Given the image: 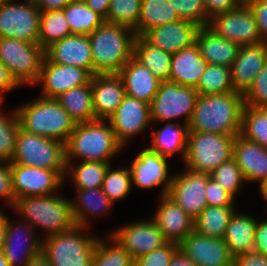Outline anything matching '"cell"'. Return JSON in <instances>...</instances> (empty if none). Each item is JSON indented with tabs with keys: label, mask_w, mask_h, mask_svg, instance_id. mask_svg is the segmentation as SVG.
Returning a JSON list of instances; mask_svg holds the SVG:
<instances>
[{
	"label": "cell",
	"mask_w": 267,
	"mask_h": 266,
	"mask_svg": "<svg viewBox=\"0 0 267 266\" xmlns=\"http://www.w3.org/2000/svg\"><path fill=\"white\" fill-rule=\"evenodd\" d=\"M77 123L95 121L91 80L88 84L73 87L55 98Z\"/></svg>",
	"instance_id": "cell-33"
},
{
	"label": "cell",
	"mask_w": 267,
	"mask_h": 266,
	"mask_svg": "<svg viewBox=\"0 0 267 266\" xmlns=\"http://www.w3.org/2000/svg\"><path fill=\"white\" fill-rule=\"evenodd\" d=\"M0 266H9V262L3 251L0 252Z\"/></svg>",
	"instance_id": "cell-63"
},
{
	"label": "cell",
	"mask_w": 267,
	"mask_h": 266,
	"mask_svg": "<svg viewBox=\"0 0 267 266\" xmlns=\"http://www.w3.org/2000/svg\"><path fill=\"white\" fill-rule=\"evenodd\" d=\"M11 1H16V0H11ZM26 2H32V3H35L36 2V0H25Z\"/></svg>",
	"instance_id": "cell-65"
},
{
	"label": "cell",
	"mask_w": 267,
	"mask_h": 266,
	"mask_svg": "<svg viewBox=\"0 0 267 266\" xmlns=\"http://www.w3.org/2000/svg\"><path fill=\"white\" fill-rule=\"evenodd\" d=\"M207 206H234V197L212 178L208 179L205 191Z\"/></svg>",
	"instance_id": "cell-50"
},
{
	"label": "cell",
	"mask_w": 267,
	"mask_h": 266,
	"mask_svg": "<svg viewBox=\"0 0 267 266\" xmlns=\"http://www.w3.org/2000/svg\"><path fill=\"white\" fill-rule=\"evenodd\" d=\"M15 223L16 222L13 224L7 216L4 225L5 238L3 252L9 262V266H26L35 255L41 252L42 239L39 238L40 236H37L36 229L24 221V219L17 225ZM23 234L26 236L28 235L27 238ZM19 237L20 239L26 238L28 240L25 242L26 245L23 244L24 242H21L22 239L20 240ZM19 250L21 252L24 251L21 254ZM18 253L21 255L19 256Z\"/></svg>",
	"instance_id": "cell-19"
},
{
	"label": "cell",
	"mask_w": 267,
	"mask_h": 266,
	"mask_svg": "<svg viewBox=\"0 0 267 266\" xmlns=\"http://www.w3.org/2000/svg\"><path fill=\"white\" fill-rule=\"evenodd\" d=\"M232 157L237 162L245 181H258L267 178V149L256 142L235 136Z\"/></svg>",
	"instance_id": "cell-26"
},
{
	"label": "cell",
	"mask_w": 267,
	"mask_h": 266,
	"mask_svg": "<svg viewBox=\"0 0 267 266\" xmlns=\"http://www.w3.org/2000/svg\"><path fill=\"white\" fill-rule=\"evenodd\" d=\"M108 241L114 244L98 238L91 266H134V259L116 240L110 236Z\"/></svg>",
	"instance_id": "cell-42"
},
{
	"label": "cell",
	"mask_w": 267,
	"mask_h": 266,
	"mask_svg": "<svg viewBox=\"0 0 267 266\" xmlns=\"http://www.w3.org/2000/svg\"><path fill=\"white\" fill-rule=\"evenodd\" d=\"M235 136L206 132H188L186 168L210 174L232 158Z\"/></svg>",
	"instance_id": "cell-8"
},
{
	"label": "cell",
	"mask_w": 267,
	"mask_h": 266,
	"mask_svg": "<svg viewBox=\"0 0 267 266\" xmlns=\"http://www.w3.org/2000/svg\"><path fill=\"white\" fill-rule=\"evenodd\" d=\"M240 135L267 149V109L244 105Z\"/></svg>",
	"instance_id": "cell-39"
},
{
	"label": "cell",
	"mask_w": 267,
	"mask_h": 266,
	"mask_svg": "<svg viewBox=\"0 0 267 266\" xmlns=\"http://www.w3.org/2000/svg\"><path fill=\"white\" fill-rule=\"evenodd\" d=\"M71 34L89 35L101 26L105 19L89 8L83 0H72L63 8Z\"/></svg>",
	"instance_id": "cell-37"
},
{
	"label": "cell",
	"mask_w": 267,
	"mask_h": 266,
	"mask_svg": "<svg viewBox=\"0 0 267 266\" xmlns=\"http://www.w3.org/2000/svg\"><path fill=\"white\" fill-rule=\"evenodd\" d=\"M133 57L148 67L161 82L169 81L172 54L150 44L143 36H137Z\"/></svg>",
	"instance_id": "cell-34"
},
{
	"label": "cell",
	"mask_w": 267,
	"mask_h": 266,
	"mask_svg": "<svg viewBox=\"0 0 267 266\" xmlns=\"http://www.w3.org/2000/svg\"><path fill=\"white\" fill-rule=\"evenodd\" d=\"M0 113V162L11 163L15 151L20 123L16 110L12 114Z\"/></svg>",
	"instance_id": "cell-45"
},
{
	"label": "cell",
	"mask_w": 267,
	"mask_h": 266,
	"mask_svg": "<svg viewBox=\"0 0 267 266\" xmlns=\"http://www.w3.org/2000/svg\"><path fill=\"white\" fill-rule=\"evenodd\" d=\"M259 192L262 198H264L267 201V178L264 179L260 184H259Z\"/></svg>",
	"instance_id": "cell-61"
},
{
	"label": "cell",
	"mask_w": 267,
	"mask_h": 266,
	"mask_svg": "<svg viewBox=\"0 0 267 266\" xmlns=\"http://www.w3.org/2000/svg\"><path fill=\"white\" fill-rule=\"evenodd\" d=\"M95 120H108L126 95L124 83L118 74L91 77Z\"/></svg>",
	"instance_id": "cell-23"
},
{
	"label": "cell",
	"mask_w": 267,
	"mask_h": 266,
	"mask_svg": "<svg viewBox=\"0 0 267 266\" xmlns=\"http://www.w3.org/2000/svg\"><path fill=\"white\" fill-rule=\"evenodd\" d=\"M181 20L193 22L199 27L208 26L204 0H168Z\"/></svg>",
	"instance_id": "cell-47"
},
{
	"label": "cell",
	"mask_w": 267,
	"mask_h": 266,
	"mask_svg": "<svg viewBox=\"0 0 267 266\" xmlns=\"http://www.w3.org/2000/svg\"><path fill=\"white\" fill-rule=\"evenodd\" d=\"M183 172L173 175L167 196L195 219L207 207L205 191L210 174L187 168Z\"/></svg>",
	"instance_id": "cell-14"
},
{
	"label": "cell",
	"mask_w": 267,
	"mask_h": 266,
	"mask_svg": "<svg viewBox=\"0 0 267 266\" xmlns=\"http://www.w3.org/2000/svg\"><path fill=\"white\" fill-rule=\"evenodd\" d=\"M208 26L239 46L263 43L254 14L245 2L235 10L215 15Z\"/></svg>",
	"instance_id": "cell-13"
},
{
	"label": "cell",
	"mask_w": 267,
	"mask_h": 266,
	"mask_svg": "<svg viewBox=\"0 0 267 266\" xmlns=\"http://www.w3.org/2000/svg\"><path fill=\"white\" fill-rule=\"evenodd\" d=\"M195 89L201 95L235 92L231 68L208 64Z\"/></svg>",
	"instance_id": "cell-41"
},
{
	"label": "cell",
	"mask_w": 267,
	"mask_h": 266,
	"mask_svg": "<svg viewBox=\"0 0 267 266\" xmlns=\"http://www.w3.org/2000/svg\"><path fill=\"white\" fill-rule=\"evenodd\" d=\"M132 187L131 171L129 168L112 169L111 165L107 168L103 183L102 191L106 196L115 203L122 200L130 193Z\"/></svg>",
	"instance_id": "cell-43"
},
{
	"label": "cell",
	"mask_w": 267,
	"mask_h": 266,
	"mask_svg": "<svg viewBox=\"0 0 267 266\" xmlns=\"http://www.w3.org/2000/svg\"><path fill=\"white\" fill-rule=\"evenodd\" d=\"M179 249L197 266H233L234 256L223 239L211 238L193 230Z\"/></svg>",
	"instance_id": "cell-18"
},
{
	"label": "cell",
	"mask_w": 267,
	"mask_h": 266,
	"mask_svg": "<svg viewBox=\"0 0 267 266\" xmlns=\"http://www.w3.org/2000/svg\"><path fill=\"white\" fill-rule=\"evenodd\" d=\"M207 65L197 44L194 43L172 54L169 81L195 88Z\"/></svg>",
	"instance_id": "cell-29"
},
{
	"label": "cell",
	"mask_w": 267,
	"mask_h": 266,
	"mask_svg": "<svg viewBox=\"0 0 267 266\" xmlns=\"http://www.w3.org/2000/svg\"><path fill=\"white\" fill-rule=\"evenodd\" d=\"M0 198L6 200L9 206L13 208L15 200L12 192L10 164L0 162Z\"/></svg>",
	"instance_id": "cell-52"
},
{
	"label": "cell",
	"mask_w": 267,
	"mask_h": 266,
	"mask_svg": "<svg viewBox=\"0 0 267 266\" xmlns=\"http://www.w3.org/2000/svg\"><path fill=\"white\" fill-rule=\"evenodd\" d=\"M85 4L93 11L97 12L106 19L111 0H83Z\"/></svg>",
	"instance_id": "cell-58"
},
{
	"label": "cell",
	"mask_w": 267,
	"mask_h": 266,
	"mask_svg": "<svg viewBox=\"0 0 267 266\" xmlns=\"http://www.w3.org/2000/svg\"><path fill=\"white\" fill-rule=\"evenodd\" d=\"M167 157L150 150L148 147L138 152L130 166L131 180L140 188H152L162 185L160 196H166L170 189L173 176L168 173ZM163 183V184H162Z\"/></svg>",
	"instance_id": "cell-16"
},
{
	"label": "cell",
	"mask_w": 267,
	"mask_h": 266,
	"mask_svg": "<svg viewBox=\"0 0 267 266\" xmlns=\"http://www.w3.org/2000/svg\"><path fill=\"white\" fill-rule=\"evenodd\" d=\"M93 75L119 74L133 57L136 33L133 29L104 22L89 35Z\"/></svg>",
	"instance_id": "cell-2"
},
{
	"label": "cell",
	"mask_w": 267,
	"mask_h": 266,
	"mask_svg": "<svg viewBox=\"0 0 267 266\" xmlns=\"http://www.w3.org/2000/svg\"><path fill=\"white\" fill-rule=\"evenodd\" d=\"M244 96L240 92L199 94L189 132H206L237 136L240 134Z\"/></svg>",
	"instance_id": "cell-1"
},
{
	"label": "cell",
	"mask_w": 267,
	"mask_h": 266,
	"mask_svg": "<svg viewBox=\"0 0 267 266\" xmlns=\"http://www.w3.org/2000/svg\"><path fill=\"white\" fill-rule=\"evenodd\" d=\"M109 165V162L81 161L73 167L72 163H66L64 179L71 175L69 178L73 181L75 189L101 188Z\"/></svg>",
	"instance_id": "cell-38"
},
{
	"label": "cell",
	"mask_w": 267,
	"mask_h": 266,
	"mask_svg": "<svg viewBox=\"0 0 267 266\" xmlns=\"http://www.w3.org/2000/svg\"><path fill=\"white\" fill-rule=\"evenodd\" d=\"M72 0H36L35 5L40 12L63 10Z\"/></svg>",
	"instance_id": "cell-57"
},
{
	"label": "cell",
	"mask_w": 267,
	"mask_h": 266,
	"mask_svg": "<svg viewBox=\"0 0 267 266\" xmlns=\"http://www.w3.org/2000/svg\"><path fill=\"white\" fill-rule=\"evenodd\" d=\"M116 139L123 145L130 138L149 127L150 105L134 97L125 95L115 113L108 119Z\"/></svg>",
	"instance_id": "cell-17"
},
{
	"label": "cell",
	"mask_w": 267,
	"mask_h": 266,
	"mask_svg": "<svg viewBox=\"0 0 267 266\" xmlns=\"http://www.w3.org/2000/svg\"><path fill=\"white\" fill-rule=\"evenodd\" d=\"M256 224L257 220L252 215L234 212L223 238L234 257L255 250Z\"/></svg>",
	"instance_id": "cell-30"
},
{
	"label": "cell",
	"mask_w": 267,
	"mask_h": 266,
	"mask_svg": "<svg viewBox=\"0 0 267 266\" xmlns=\"http://www.w3.org/2000/svg\"><path fill=\"white\" fill-rule=\"evenodd\" d=\"M71 30L63 10L41 12L38 44L46 49L52 43L70 36Z\"/></svg>",
	"instance_id": "cell-40"
},
{
	"label": "cell",
	"mask_w": 267,
	"mask_h": 266,
	"mask_svg": "<svg viewBox=\"0 0 267 266\" xmlns=\"http://www.w3.org/2000/svg\"><path fill=\"white\" fill-rule=\"evenodd\" d=\"M235 211L234 206H207L194 219V230L207 237L223 239Z\"/></svg>",
	"instance_id": "cell-36"
},
{
	"label": "cell",
	"mask_w": 267,
	"mask_h": 266,
	"mask_svg": "<svg viewBox=\"0 0 267 266\" xmlns=\"http://www.w3.org/2000/svg\"><path fill=\"white\" fill-rule=\"evenodd\" d=\"M133 259L150 253L168 243L152 219L129 223L110 235Z\"/></svg>",
	"instance_id": "cell-15"
},
{
	"label": "cell",
	"mask_w": 267,
	"mask_h": 266,
	"mask_svg": "<svg viewBox=\"0 0 267 266\" xmlns=\"http://www.w3.org/2000/svg\"><path fill=\"white\" fill-rule=\"evenodd\" d=\"M122 148L108 120L77 123L65 143V159L66 163L74 158L110 163Z\"/></svg>",
	"instance_id": "cell-3"
},
{
	"label": "cell",
	"mask_w": 267,
	"mask_h": 266,
	"mask_svg": "<svg viewBox=\"0 0 267 266\" xmlns=\"http://www.w3.org/2000/svg\"><path fill=\"white\" fill-rule=\"evenodd\" d=\"M13 208L33 228L39 226L44 229V237L68 231L76 225L71 200L54 194L16 199Z\"/></svg>",
	"instance_id": "cell-5"
},
{
	"label": "cell",
	"mask_w": 267,
	"mask_h": 266,
	"mask_svg": "<svg viewBox=\"0 0 267 266\" xmlns=\"http://www.w3.org/2000/svg\"><path fill=\"white\" fill-rule=\"evenodd\" d=\"M17 87H19V85L12 78L8 69L0 63V94L14 90V88ZM3 100V95H0V105L3 103Z\"/></svg>",
	"instance_id": "cell-56"
},
{
	"label": "cell",
	"mask_w": 267,
	"mask_h": 266,
	"mask_svg": "<svg viewBox=\"0 0 267 266\" xmlns=\"http://www.w3.org/2000/svg\"><path fill=\"white\" fill-rule=\"evenodd\" d=\"M9 164L49 170H66L65 144L20 128L16 137L12 161Z\"/></svg>",
	"instance_id": "cell-7"
},
{
	"label": "cell",
	"mask_w": 267,
	"mask_h": 266,
	"mask_svg": "<svg viewBox=\"0 0 267 266\" xmlns=\"http://www.w3.org/2000/svg\"><path fill=\"white\" fill-rule=\"evenodd\" d=\"M15 110L21 129L42 137L59 140L64 144L75 127V122L70 118L69 113L55 98L40 96Z\"/></svg>",
	"instance_id": "cell-4"
},
{
	"label": "cell",
	"mask_w": 267,
	"mask_h": 266,
	"mask_svg": "<svg viewBox=\"0 0 267 266\" xmlns=\"http://www.w3.org/2000/svg\"><path fill=\"white\" fill-rule=\"evenodd\" d=\"M26 266H52L48 260V258L41 251L37 255H35Z\"/></svg>",
	"instance_id": "cell-60"
},
{
	"label": "cell",
	"mask_w": 267,
	"mask_h": 266,
	"mask_svg": "<svg viewBox=\"0 0 267 266\" xmlns=\"http://www.w3.org/2000/svg\"><path fill=\"white\" fill-rule=\"evenodd\" d=\"M178 250V244L168 242L164 246L134 259V266H169L171 258Z\"/></svg>",
	"instance_id": "cell-49"
},
{
	"label": "cell",
	"mask_w": 267,
	"mask_h": 266,
	"mask_svg": "<svg viewBox=\"0 0 267 266\" xmlns=\"http://www.w3.org/2000/svg\"><path fill=\"white\" fill-rule=\"evenodd\" d=\"M254 14L263 43L267 44V0H245Z\"/></svg>",
	"instance_id": "cell-51"
},
{
	"label": "cell",
	"mask_w": 267,
	"mask_h": 266,
	"mask_svg": "<svg viewBox=\"0 0 267 266\" xmlns=\"http://www.w3.org/2000/svg\"><path fill=\"white\" fill-rule=\"evenodd\" d=\"M14 200L29 196H49L64 183L66 170H49L10 164Z\"/></svg>",
	"instance_id": "cell-12"
},
{
	"label": "cell",
	"mask_w": 267,
	"mask_h": 266,
	"mask_svg": "<svg viewBox=\"0 0 267 266\" xmlns=\"http://www.w3.org/2000/svg\"><path fill=\"white\" fill-rule=\"evenodd\" d=\"M267 256V218L257 221L255 228V250Z\"/></svg>",
	"instance_id": "cell-55"
},
{
	"label": "cell",
	"mask_w": 267,
	"mask_h": 266,
	"mask_svg": "<svg viewBox=\"0 0 267 266\" xmlns=\"http://www.w3.org/2000/svg\"><path fill=\"white\" fill-rule=\"evenodd\" d=\"M87 228L75 225L68 231L41 236V251L52 266H91L98 236L84 233Z\"/></svg>",
	"instance_id": "cell-6"
},
{
	"label": "cell",
	"mask_w": 267,
	"mask_h": 266,
	"mask_svg": "<svg viewBox=\"0 0 267 266\" xmlns=\"http://www.w3.org/2000/svg\"><path fill=\"white\" fill-rule=\"evenodd\" d=\"M4 0L0 5V38L38 44L41 12L35 3Z\"/></svg>",
	"instance_id": "cell-11"
},
{
	"label": "cell",
	"mask_w": 267,
	"mask_h": 266,
	"mask_svg": "<svg viewBox=\"0 0 267 266\" xmlns=\"http://www.w3.org/2000/svg\"><path fill=\"white\" fill-rule=\"evenodd\" d=\"M124 83L126 95L150 105L156 96L161 81L150 69L132 57L118 74Z\"/></svg>",
	"instance_id": "cell-27"
},
{
	"label": "cell",
	"mask_w": 267,
	"mask_h": 266,
	"mask_svg": "<svg viewBox=\"0 0 267 266\" xmlns=\"http://www.w3.org/2000/svg\"><path fill=\"white\" fill-rule=\"evenodd\" d=\"M243 96L245 105L267 109V63Z\"/></svg>",
	"instance_id": "cell-48"
},
{
	"label": "cell",
	"mask_w": 267,
	"mask_h": 266,
	"mask_svg": "<svg viewBox=\"0 0 267 266\" xmlns=\"http://www.w3.org/2000/svg\"><path fill=\"white\" fill-rule=\"evenodd\" d=\"M78 199L71 201L73 220L76 225L89 227V215H104L113 206V202L101 188L76 189Z\"/></svg>",
	"instance_id": "cell-32"
},
{
	"label": "cell",
	"mask_w": 267,
	"mask_h": 266,
	"mask_svg": "<svg viewBox=\"0 0 267 266\" xmlns=\"http://www.w3.org/2000/svg\"><path fill=\"white\" fill-rule=\"evenodd\" d=\"M4 238H5V231H0V252L3 251L4 248Z\"/></svg>",
	"instance_id": "cell-64"
},
{
	"label": "cell",
	"mask_w": 267,
	"mask_h": 266,
	"mask_svg": "<svg viewBox=\"0 0 267 266\" xmlns=\"http://www.w3.org/2000/svg\"><path fill=\"white\" fill-rule=\"evenodd\" d=\"M159 200L160 205L151 219L168 242L179 245L194 230V219L167 195Z\"/></svg>",
	"instance_id": "cell-22"
},
{
	"label": "cell",
	"mask_w": 267,
	"mask_h": 266,
	"mask_svg": "<svg viewBox=\"0 0 267 266\" xmlns=\"http://www.w3.org/2000/svg\"><path fill=\"white\" fill-rule=\"evenodd\" d=\"M179 19L168 0H142L140 17L134 31L136 36H143L156 26L173 23Z\"/></svg>",
	"instance_id": "cell-35"
},
{
	"label": "cell",
	"mask_w": 267,
	"mask_h": 266,
	"mask_svg": "<svg viewBox=\"0 0 267 266\" xmlns=\"http://www.w3.org/2000/svg\"><path fill=\"white\" fill-rule=\"evenodd\" d=\"M266 63V43L240 46L237 57L231 67L232 84L235 92H240L244 95Z\"/></svg>",
	"instance_id": "cell-24"
},
{
	"label": "cell",
	"mask_w": 267,
	"mask_h": 266,
	"mask_svg": "<svg viewBox=\"0 0 267 266\" xmlns=\"http://www.w3.org/2000/svg\"><path fill=\"white\" fill-rule=\"evenodd\" d=\"M6 218L7 216L5 215V213L0 210V231H5L4 225L6 222Z\"/></svg>",
	"instance_id": "cell-62"
},
{
	"label": "cell",
	"mask_w": 267,
	"mask_h": 266,
	"mask_svg": "<svg viewBox=\"0 0 267 266\" xmlns=\"http://www.w3.org/2000/svg\"><path fill=\"white\" fill-rule=\"evenodd\" d=\"M210 178L219 183L233 197L237 196L236 194L241 190L243 182H246L233 157L214 169L210 173Z\"/></svg>",
	"instance_id": "cell-46"
},
{
	"label": "cell",
	"mask_w": 267,
	"mask_h": 266,
	"mask_svg": "<svg viewBox=\"0 0 267 266\" xmlns=\"http://www.w3.org/2000/svg\"><path fill=\"white\" fill-rule=\"evenodd\" d=\"M233 266H267V256L256 251L242 253L234 257Z\"/></svg>",
	"instance_id": "cell-54"
},
{
	"label": "cell",
	"mask_w": 267,
	"mask_h": 266,
	"mask_svg": "<svg viewBox=\"0 0 267 266\" xmlns=\"http://www.w3.org/2000/svg\"><path fill=\"white\" fill-rule=\"evenodd\" d=\"M199 28L193 22L179 19L173 23L156 26L148 30L143 37L150 44L174 54L195 43Z\"/></svg>",
	"instance_id": "cell-25"
},
{
	"label": "cell",
	"mask_w": 267,
	"mask_h": 266,
	"mask_svg": "<svg viewBox=\"0 0 267 266\" xmlns=\"http://www.w3.org/2000/svg\"><path fill=\"white\" fill-rule=\"evenodd\" d=\"M169 266H197V265L179 249L171 258Z\"/></svg>",
	"instance_id": "cell-59"
},
{
	"label": "cell",
	"mask_w": 267,
	"mask_h": 266,
	"mask_svg": "<svg viewBox=\"0 0 267 266\" xmlns=\"http://www.w3.org/2000/svg\"><path fill=\"white\" fill-rule=\"evenodd\" d=\"M188 125L166 122L165 126L157 131H153L152 144L148 148L164 157H171L180 153L184 162L187 153Z\"/></svg>",
	"instance_id": "cell-31"
},
{
	"label": "cell",
	"mask_w": 267,
	"mask_h": 266,
	"mask_svg": "<svg viewBox=\"0 0 267 266\" xmlns=\"http://www.w3.org/2000/svg\"><path fill=\"white\" fill-rule=\"evenodd\" d=\"M142 0H111L105 22L135 29L141 13Z\"/></svg>",
	"instance_id": "cell-44"
},
{
	"label": "cell",
	"mask_w": 267,
	"mask_h": 266,
	"mask_svg": "<svg viewBox=\"0 0 267 266\" xmlns=\"http://www.w3.org/2000/svg\"><path fill=\"white\" fill-rule=\"evenodd\" d=\"M198 92L194 87L181 86L171 81L161 82L150 103L151 122H170L185 117L188 125L195 108Z\"/></svg>",
	"instance_id": "cell-10"
},
{
	"label": "cell",
	"mask_w": 267,
	"mask_h": 266,
	"mask_svg": "<svg viewBox=\"0 0 267 266\" xmlns=\"http://www.w3.org/2000/svg\"><path fill=\"white\" fill-rule=\"evenodd\" d=\"M209 19L215 15L232 11L240 7L245 0H204Z\"/></svg>",
	"instance_id": "cell-53"
},
{
	"label": "cell",
	"mask_w": 267,
	"mask_h": 266,
	"mask_svg": "<svg viewBox=\"0 0 267 266\" xmlns=\"http://www.w3.org/2000/svg\"><path fill=\"white\" fill-rule=\"evenodd\" d=\"M52 63L86 69L93 76V59L88 35L72 34L52 43L45 49Z\"/></svg>",
	"instance_id": "cell-21"
},
{
	"label": "cell",
	"mask_w": 267,
	"mask_h": 266,
	"mask_svg": "<svg viewBox=\"0 0 267 266\" xmlns=\"http://www.w3.org/2000/svg\"><path fill=\"white\" fill-rule=\"evenodd\" d=\"M91 77L84 68L52 63L45 57L37 84L43 83L42 97L57 98L73 87L88 84Z\"/></svg>",
	"instance_id": "cell-20"
},
{
	"label": "cell",
	"mask_w": 267,
	"mask_h": 266,
	"mask_svg": "<svg viewBox=\"0 0 267 266\" xmlns=\"http://www.w3.org/2000/svg\"><path fill=\"white\" fill-rule=\"evenodd\" d=\"M44 59L45 49L39 44L0 38V63L19 86L37 84Z\"/></svg>",
	"instance_id": "cell-9"
},
{
	"label": "cell",
	"mask_w": 267,
	"mask_h": 266,
	"mask_svg": "<svg viewBox=\"0 0 267 266\" xmlns=\"http://www.w3.org/2000/svg\"><path fill=\"white\" fill-rule=\"evenodd\" d=\"M195 43L208 64L232 67L240 46L221 37L209 26L198 29Z\"/></svg>",
	"instance_id": "cell-28"
}]
</instances>
